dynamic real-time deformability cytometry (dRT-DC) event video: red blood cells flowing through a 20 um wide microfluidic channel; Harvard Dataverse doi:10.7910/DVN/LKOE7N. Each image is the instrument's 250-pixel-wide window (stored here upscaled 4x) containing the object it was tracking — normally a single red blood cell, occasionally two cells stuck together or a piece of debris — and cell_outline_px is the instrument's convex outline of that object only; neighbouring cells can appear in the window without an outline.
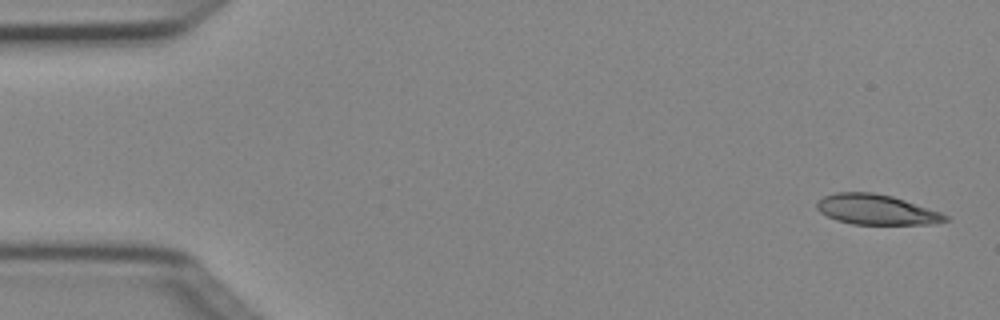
{"species": "Egyptian fruit bat (a non-hibernating species)", "species_latin": "Rousettus aegyptiacus", "temperature_condition": "cold", "stored_images_in_passage": 4, "camera_frame_rate_fps": 3000, "um_per_image_px": 0.085, "animal": {"sex": "female"}, "frame": {"image": 1, "passage_image": 1, "time_ms": 0.0, "image_size_px": [1000, 320], "cell_outline_px": [[948, 220], [936, 224], [852, 224], [836, 220], [820, 212], [816, 208], [816, 204], [824, 196], [836, 192], [872, 192], [892, 196], [940, 212], [948, 216]], "centroid_in_image_um": [74.48, 17.82], "position_along_channel_um": 10.5, "area_um2": 22.43}}
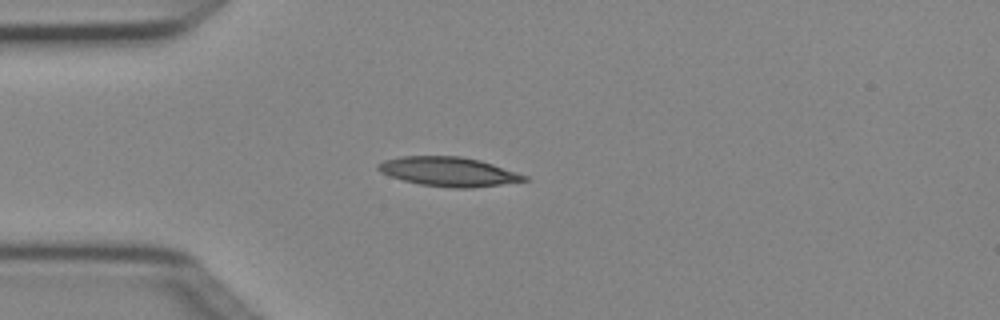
{"frame": {"image": 2, "passage_image": 4, "time_ms": 1.0, "image_size_px": [1000, 320], "cell_outline_px": [[528, 180], [472, 188], [452, 188], [420, 184], [404, 180], [380, 172], [376, 168], [376, 164], [384, 160], [400, 156], [460, 156], [480, 160], [528, 176]], "centroid_in_image_um": [38.1, 14.58], "position_along_channel_um": 46.9, "area_um2": 24.74}}